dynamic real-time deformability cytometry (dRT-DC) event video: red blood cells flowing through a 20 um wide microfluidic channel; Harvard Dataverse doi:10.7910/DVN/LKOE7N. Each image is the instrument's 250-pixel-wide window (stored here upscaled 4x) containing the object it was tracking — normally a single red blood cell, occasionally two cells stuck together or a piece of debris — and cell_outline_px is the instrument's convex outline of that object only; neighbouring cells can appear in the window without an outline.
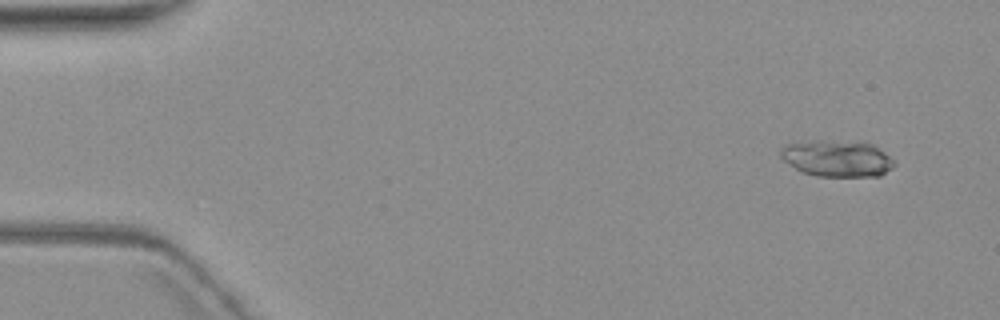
{"species": "common noctule bat (a hibernating species)", "species_latin": "Nyctalus noctula", "temperature_condition": "warm", "stored_images_in_passage": 6, "camera_frame_rate_fps": 3000, "um_per_image_px": 0.085, "animal": {"sex": "female", "body_mass_g": 19.3, "forearm_length_mm": 54.1}, "frame": {"image": 1, "passage_image": 1, "time_ms": 0.0, "image_size_px": [1000, 320], "cell_outline_px": [[896, 164], [892, 168], [880, 176], [816, 176], [800, 172], [784, 160], [780, 156], [780, 152], [788, 144], [860, 140], [872, 144], [896, 160]], "centroid_in_image_um": [71.24, 13.49], "position_along_channel_um": 13.8, "area_um2": 23.87}}
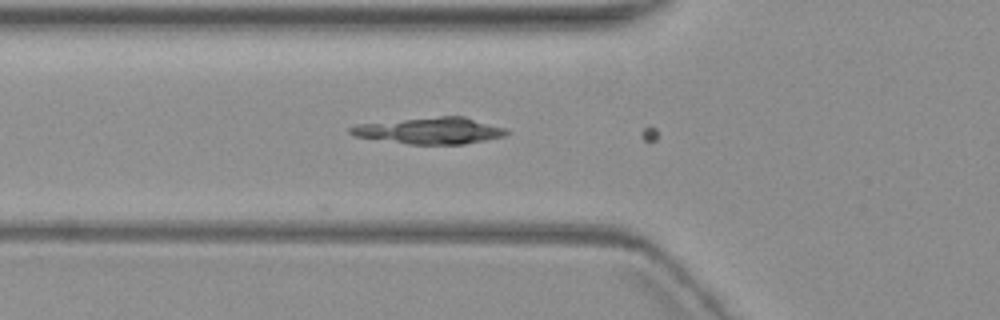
{"frame": {"image": 2, "passage_image": 5, "time_ms": 5.667, "image_size_px": [1000, 320], "cell_outline_px": [[512, 132], [504, 136], [464, 144], [408, 144], [356, 136], [348, 132], [348, 128], [356, 124], [440, 116], [464, 116], [504, 128]], "centroid_in_image_um": [36.56, 11.1], "position_along_channel_um": 89.2, "area_um2": 23.81}}